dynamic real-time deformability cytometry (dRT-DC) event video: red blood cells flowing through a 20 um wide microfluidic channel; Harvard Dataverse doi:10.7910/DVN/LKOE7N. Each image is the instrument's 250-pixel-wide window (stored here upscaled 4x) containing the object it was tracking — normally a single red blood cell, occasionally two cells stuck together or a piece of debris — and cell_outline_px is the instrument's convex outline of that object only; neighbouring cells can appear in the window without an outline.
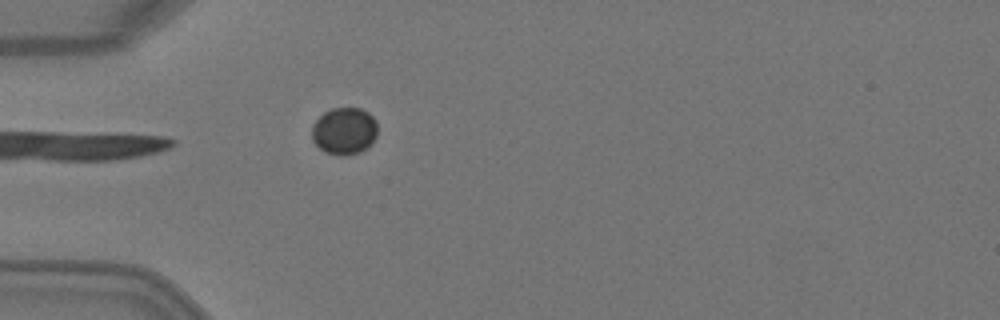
{"species": "Egyptian fruit bat (a non-hibernating species)", "species_latin": "Rousettus aegyptiacus", "temperature_condition": "warm", "stored_images_in_passage": 2, "camera_frame_rate_fps": 3000, "um_per_image_px": 0.085, "animal": {"sex": "female"}, "frame": {"image": 1, "passage_image": 2, "time_ms": 0.333, "image_size_px": [1000, 320], "cell_outline_px": [[376, 136], [360, 152], [340, 156], [328, 152], [320, 148], [312, 140], [312, 124], [324, 112], [332, 108], [360, 108], [368, 112], [376, 120]], "centroid_in_image_um": [29.24, 11.11], "position_along_channel_um": 55.8, "area_um2": 17.74}}